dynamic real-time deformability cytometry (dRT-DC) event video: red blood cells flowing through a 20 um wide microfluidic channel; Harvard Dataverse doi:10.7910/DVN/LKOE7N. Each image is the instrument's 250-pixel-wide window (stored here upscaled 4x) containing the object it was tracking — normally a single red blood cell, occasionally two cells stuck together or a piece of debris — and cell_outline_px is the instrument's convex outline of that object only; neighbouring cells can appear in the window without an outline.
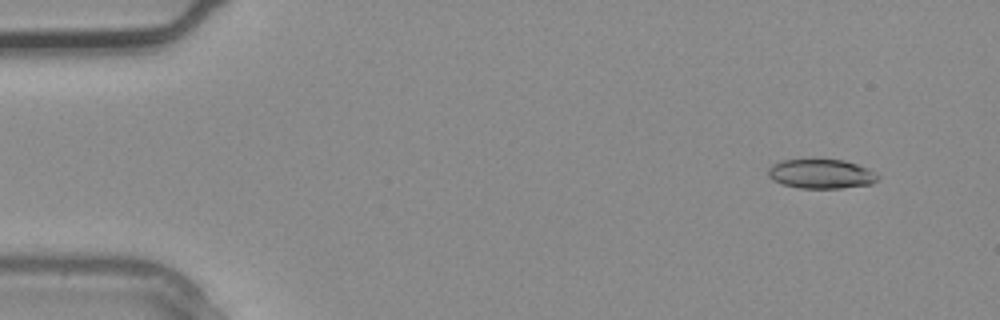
{"species": "common noctule bat (a hibernating species)", "species_latin": "Nyctalus noctula", "temperature_condition": "warm", "stored_images_in_passage": 3, "camera_frame_rate_fps": 3000, "um_per_image_px": 0.085, "animal": {"sex": "male", "body_mass_g": 20.4}, "frame": {"image": 1, "passage_image": 1, "time_ms": 0.0, "image_size_px": [1000, 320], "cell_outline_px": [[880, 176], [872, 184], [840, 188], [800, 188], [780, 184], [772, 180], [768, 176], [768, 168], [772, 164], [780, 160], [844, 160], [868, 168]], "centroid_in_image_um": [69.76, 14.79], "position_along_channel_um": 15.2, "area_um2": 18.79}}